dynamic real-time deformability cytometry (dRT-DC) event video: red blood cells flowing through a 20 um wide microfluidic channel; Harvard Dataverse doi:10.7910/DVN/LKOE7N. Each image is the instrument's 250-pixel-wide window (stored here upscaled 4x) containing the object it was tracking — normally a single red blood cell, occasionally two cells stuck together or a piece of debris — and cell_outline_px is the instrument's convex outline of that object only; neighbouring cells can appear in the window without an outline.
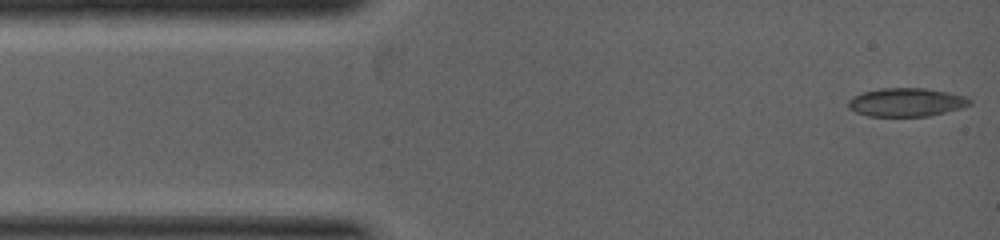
{"species": "common noctule bat (a hibernating species)", "species_latin": "Nyctalus noctula", "temperature_condition": "warm", "stored_images_in_passage": 5, "camera_frame_rate_fps": 5000, "um_per_image_px": 0.085, "animal": {"sex": "female", "body_mass_g": 19.0, "forearm_length_mm": 53.3}, "frame": {"image": 1, "passage_image": 1, "time_ms": 0.0, "image_size_px": [1000, 240], "cell_outline_px": [[972, 104], [960, 108], [928, 116], [868, 116], [856, 112], [848, 108], [848, 100], [852, 96], [860, 92], [880, 88], [924, 88], [948, 92], [964, 96], [972, 100]], "centroid_in_image_um": [77.0, 8.68], "position_along_channel_um": 8.0, "area_um2": 20.23}}
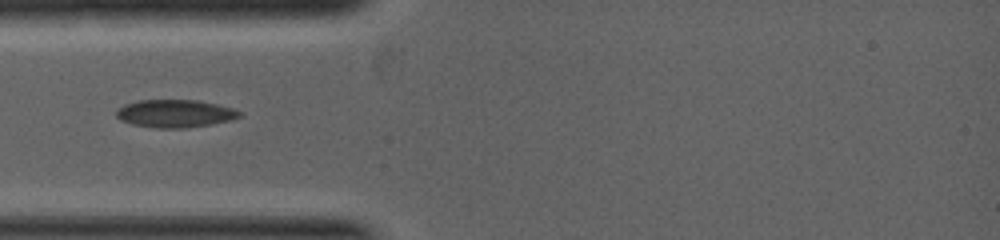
{"frame": {"image": 2, "passage_image": 4, "time_ms": 1.8, "image_size_px": [1000, 240], "cell_outline_px": [[244, 116], [212, 124], [184, 128], [156, 128], [132, 124], [120, 120], [116, 116], [116, 112], [124, 104], [136, 100], [200, 100], [232, 108], [244, 112]], "centroid_in_image_um": [14.9, 9.64], "position_along_channel_um": 70.1, "area_um2": 20.06}}
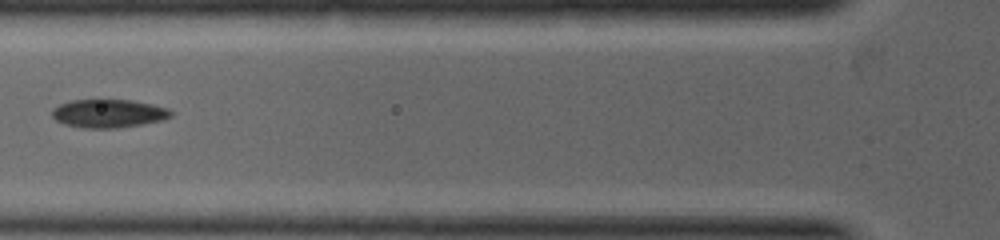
{"frame": {"image": 3, "passage_image": 5, "time_ms": 2.4, "image_size_px": [1000, 240], "cell_outline_px": [[172, 116], [164, 120], [116, 128], [84, 128], [64, 124], [56, 120], [52, 116], [52, 108], [68, 100], [100, 96], [132, 100], [152, 104], [168, 108], [172, 112]], "centroid_in_image_um": [9.18, 9.58], "position_along_channel_um": 116.6, "area_um2": 20.58}}